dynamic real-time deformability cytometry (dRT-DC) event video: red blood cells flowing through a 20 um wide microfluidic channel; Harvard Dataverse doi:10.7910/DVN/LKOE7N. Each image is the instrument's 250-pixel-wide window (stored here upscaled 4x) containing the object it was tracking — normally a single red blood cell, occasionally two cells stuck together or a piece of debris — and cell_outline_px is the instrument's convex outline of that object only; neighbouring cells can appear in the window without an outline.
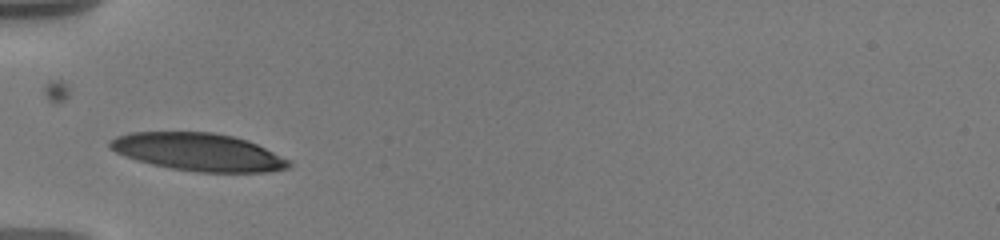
{"species": "human", "species_latin": "Homo sapiens", "temperature_condition": "warm", "stored_images_in_passage": 7, "camera_frame_rate_fps": 3000, "um_per_image_px": 0.085, "donor": {"sex": "male"}, "frame": {"image": 1, "passage_image": 1, "time_ms": 0.0, "image_size_px": [1000, 240], "cell_outline_px": [[292, 164], [288, 168], [264, 172], [200, 172], [172, 168], [152, 164], [136, 160], [124, 156], [116, 152], [108, 144], [108, 140], [116, 136], [128, 132], [212, 132], [232, 136], [248, 140], [292, 160]], "centroid_in_image_um": [16.87, 12.91], "position_along_channel_um": 68.1, "area_um2": 39.36}}
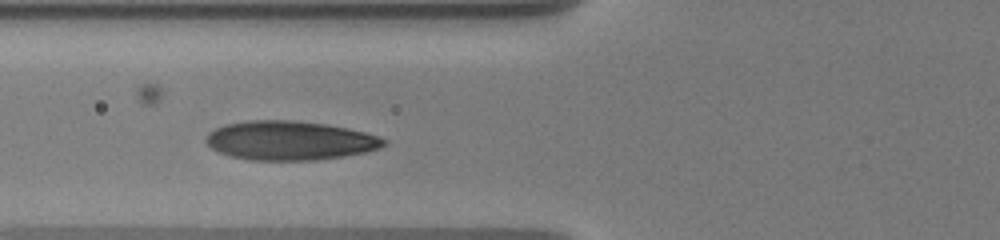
{"frame": {"image": 2, "passage_image": 4, "time_ms": 1.0, "image_size_px": [1000, 240], "cell_outline_px": [[388, 140], [380, 148], [364, 152], [344, 156], [316, 160], [252, 160], [228, 156], [212, 148], [204, 140], [204, 136], [208, 132], [224, 124], [248, 120], [292, 120], [328, 124], [348, 128], [364, 132]], "centroid_in_image_um": [24.59, 11.94], "position_along_channel_um": 101.2, "area_um2": 40.63}}
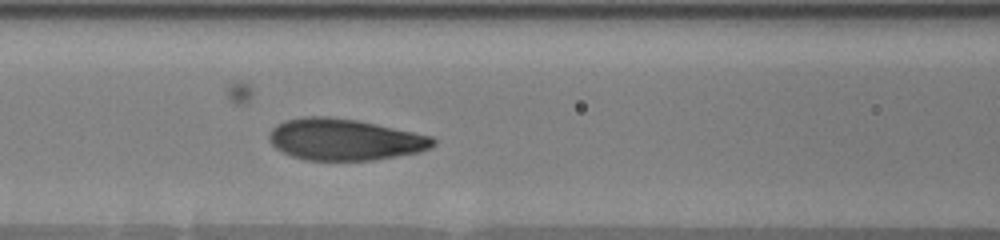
{"frame": {"image": 3, "passage_image": 7, "time_ms": 2.0, "image_size_px": [1000, 240], "cell_outline_px": [[436, 144], [420, 152], [372, 160], [304, 160], [292, 156], [276, 148], [268, 140], [268, 136], [272, 128], [276, 124], [284, 120], [300, 116], [328, 116], [356, 120], [376, 124], [432, 136], [436, 140]], "centroid_in_image_um": [29.25, 11.85], "position_along_channel_um": 137.3, "area_um2": 39.71}}